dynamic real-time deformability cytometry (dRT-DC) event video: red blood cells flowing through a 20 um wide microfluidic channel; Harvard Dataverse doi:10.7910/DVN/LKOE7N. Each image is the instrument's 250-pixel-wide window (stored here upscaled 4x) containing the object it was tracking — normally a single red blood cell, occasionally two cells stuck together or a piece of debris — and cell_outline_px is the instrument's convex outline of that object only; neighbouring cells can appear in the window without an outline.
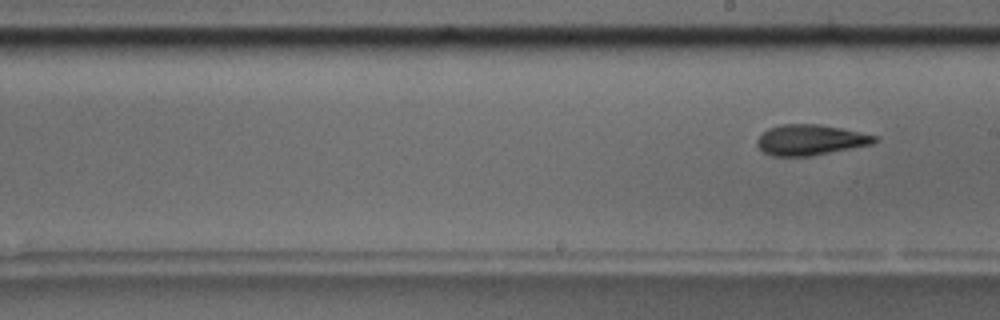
{"species": "common noctule bat (a hibernating species)", "species_latin": "Nyctalus noctula", "temperature_condition": "room temperature", "stored_images_in_passage": 7, "segment_of_instrument_passage": [2, 2], "camera_frame_rate_fps": 3000, "um_per_image_px": 0.085, "animal": {"sex": "male", "body_mass_g": 17.5, "forearm_length_mm": 52.3}, "frame": {"image": 1, "passage_image": 7, "time_ms": 8.0, "image_size_px": [1000, 320], "cell_outline_px": [[880, 140], [872, 144], [852, 148], [808, 156], [772, 156], [764, 152], [756, 144], [756, 140], [768, 128], [780, 124], [820, 124], [880, 136]], "centroid_in_image_um": [68.9, 11.88], "position_along_channel_um": 220.1, "area_um2": 20.92}}